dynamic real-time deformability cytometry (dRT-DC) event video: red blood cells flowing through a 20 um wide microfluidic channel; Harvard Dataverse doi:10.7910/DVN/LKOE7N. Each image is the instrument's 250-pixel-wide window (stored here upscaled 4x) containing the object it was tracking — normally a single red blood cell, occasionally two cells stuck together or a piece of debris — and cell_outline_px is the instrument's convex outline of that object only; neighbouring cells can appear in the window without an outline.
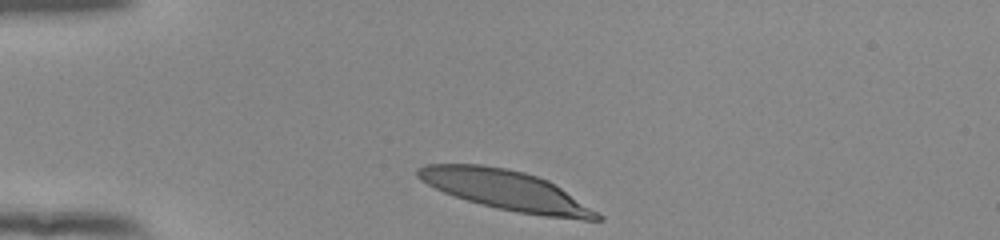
{"species": "human", "species_latin": "Homo sapiens", "temperature_condition": "room temperature", "stored_images_in_passage": 32, "camera_frame_rate_fps": 3000, "um_per_image_px": 0.085, "donor": {"sex": "female"}, "frame": {"image": 1, "passage_image": 1, "time_ms": 0.0, "image_size_px": [1000, 240], "cell_outline_px": [[604, 220], [584, 220], [544, 216], [516, 212], [496, 208], [480, 204], [452, 196], [420, 180], [416, 176], [416, 168], [424, 164], [480, 164], [504, 168], [524, 172], [548, 180], [604, 216]], "centroid_in_image_um": [42.98, 16.17], "position_along_channel_um": 42.0, "area_um2": 41.38}}
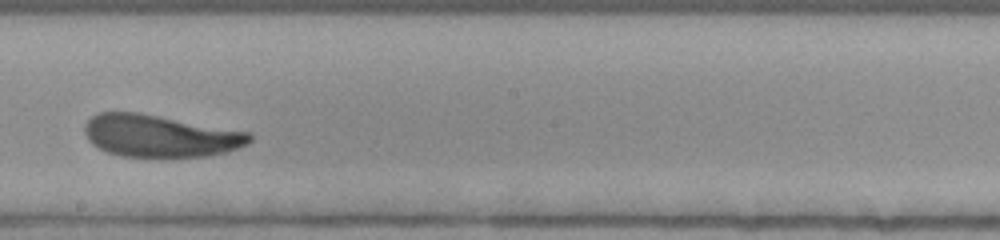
{"frame": {"image": 2, "passage_image": 19, "time_ms": 6.0, "image_size_px": [1000, 240], "cell_outline_px": [[252, 140], [248, 144], [228, 152], [204, 156], [120, 156], [108, 152], [92, 144], [88, 140], [84, 132], [84, 124], [96, 112], [136, 112], [252, 132]], "centroid_in_image_um": [13.61, 11.54], "position_along_channel_um": 234.6, "area_um2": 40.52}}
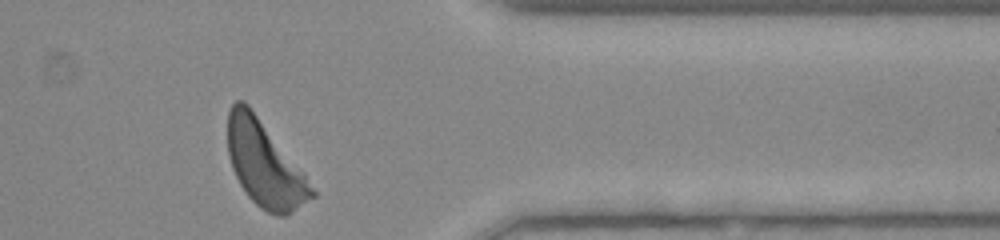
{"frame": {"image": 3, "passage_image": 32, "time_ms": 10.333, "image_size_px": [1000, 240], "cell_outline_px": [[316, 196], [288, 216], [276, 216], [260, 208], [248, 196], [240, 184], [232, 168], [228, 156], [228, 112], [232, 104], [236, 100], [244, 100], [248, 104], [304, 172], [316, 192]], "centroid_in_image_um": [22.51, 13.97], "position_along_channel_um": 388.9, "area_um2": 41.85}, "authors_computed_cell_mechanics": {"area_um2": 41.5293, "velocity_mm_per_s": 3.8579, "shape_relaxation_time_tau1_ms": 2.8533, "shape_relaxation_time_tau2_ms": 2.6169, "deformation_change_tau1": 0.1456, "deformation_change_tau2": 0.1058}}